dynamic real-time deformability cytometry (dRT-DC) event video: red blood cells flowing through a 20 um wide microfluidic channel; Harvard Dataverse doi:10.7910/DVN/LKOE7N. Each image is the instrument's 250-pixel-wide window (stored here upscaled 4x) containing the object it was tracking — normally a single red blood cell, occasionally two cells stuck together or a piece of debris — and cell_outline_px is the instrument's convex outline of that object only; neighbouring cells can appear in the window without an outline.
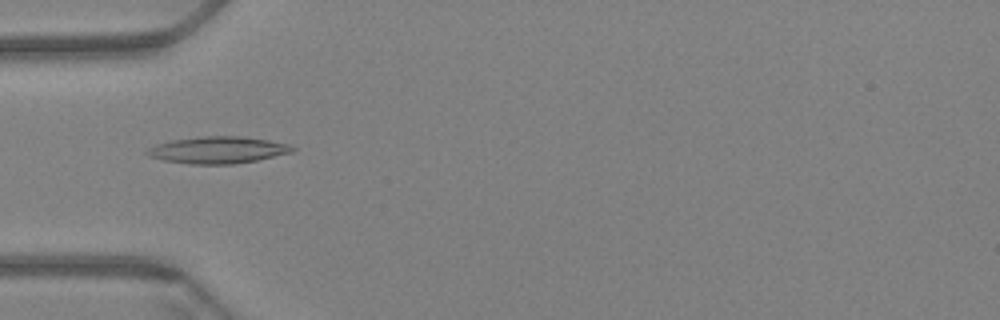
{"species": "Egyptian fruit bat (a non-hibernating species)", "species_latin": "Rousettus aegyptiacus", "temperature_condition": "warm", "stored_images_in_passage": 60, "camera_frame_rate_fps": 3000, "um_per_image_px": 0.085, "animal": {"sex": "female"}, "frame": {"image": 1, "passage_image": 20, "time_ms": 6.333, "image_size_px": [1000, 320], "cell_outline_px": [[296, 148], [292, 152], [256, 160], [232, 164], [192, 164], [164, 160], [148, 156], [144, 152], [148, 148], [156, 144], [172, 140], [204, 136], [236, 136], [268, 140], [288, 144]], "centroid_in_image_um": [18.48, 12.75], "position_along_channel_um": 66.5, "area_um2": 22.48}}
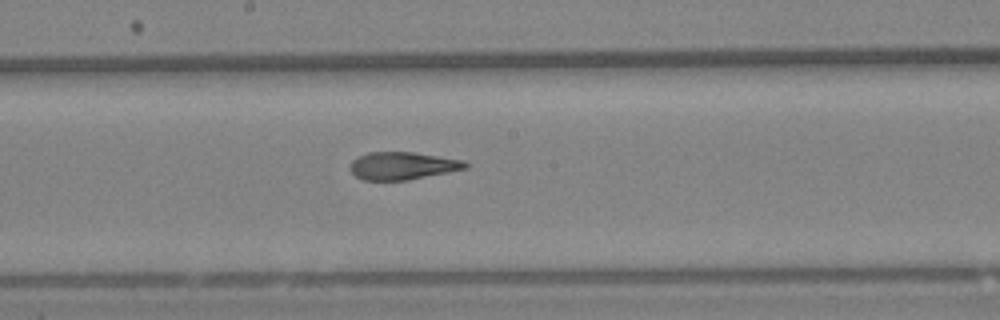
{"frame": {"image": 2, "passage_image": 33, "time_ms": 10.667, "image_size_px": [1000, 320], "cell_outline_px": [[468, 168], [408, 180], [364, 180], [356, 176], [348, 168], [352, 160], [368, 152], [412, 152], [464, 160], [468, 164]], "centroid_in_image_um": [34.2, 14.09], "position_along_channel_um": 214.0, "area_um2": 18.5}}
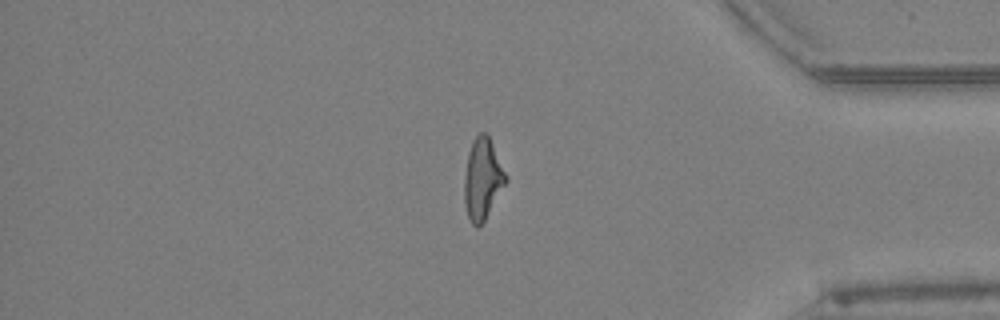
{"frame": {"image": 3, "passage_image": 51, "time_ms": 16.667, "image_size_px": [1000, 320], "cell_outline_px": [[508, 180], [484, 220], [476, 228], [472, 224], [468, 216], [464, 200], [464, 176], [468, 152], [472, 140], [480, 132], [484, 132], [488, 136], [508, 176]], "centroid_in_image_um": [41.01, 15.19], "position_along_channel_um": 394.2, "area_um2": 19.48}, "authors_computed_cell_mechanics": {"area_um2": 19.5942, "velocity_mm_per_s": 3.4264, "shape_relaxation_time_tau1_ms": null, "shape_relaxation_time_tau2_ms": 2.3089, "deformation_change_tau1": null, "deformation_change_tau2": 0.1118}}